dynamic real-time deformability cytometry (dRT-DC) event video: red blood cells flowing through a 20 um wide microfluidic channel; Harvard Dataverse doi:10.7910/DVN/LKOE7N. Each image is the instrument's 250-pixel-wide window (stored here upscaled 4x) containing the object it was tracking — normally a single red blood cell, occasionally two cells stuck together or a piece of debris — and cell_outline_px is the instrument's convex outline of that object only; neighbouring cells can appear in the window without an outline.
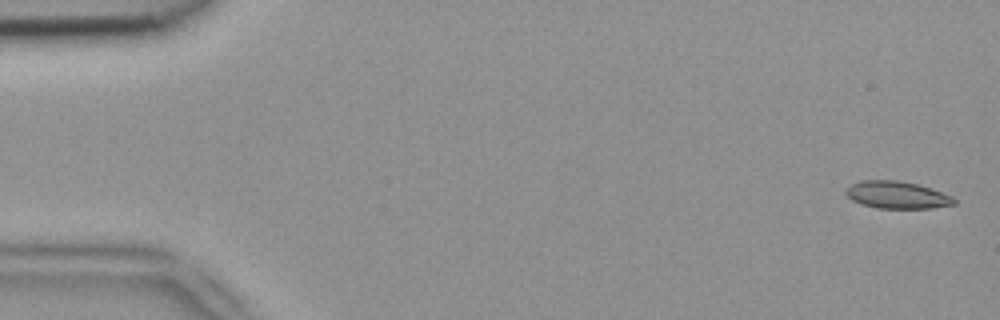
{"species": "common noctule bat (a hibernating species)", "species_latin": "Nyctalus noctula", "temperature_condition": "room temperature", "stored_images_in_passage": 5, "camera_frame_rate_fps": 3000, "um_per_image_px": 0.085, "animal": {"sex": "female", "body_mass_g": 18.4}, "frame": {"image": 1, "passage_image": 1, "time_ms": 0.0, "image_size_px": [1000, 320], "cell_outline_px": [[956, 204], [932, 208], [876, 208], [860, 204], [852, 200], [844, 192], [844, 188], [860, 180], [896, 180], [916, 184], [952, 196], [956, 200]], "centroid_in_image_um": [76.19, 16.57], "position_along_channel_um": 8.8, "area_um2": 17.17}}
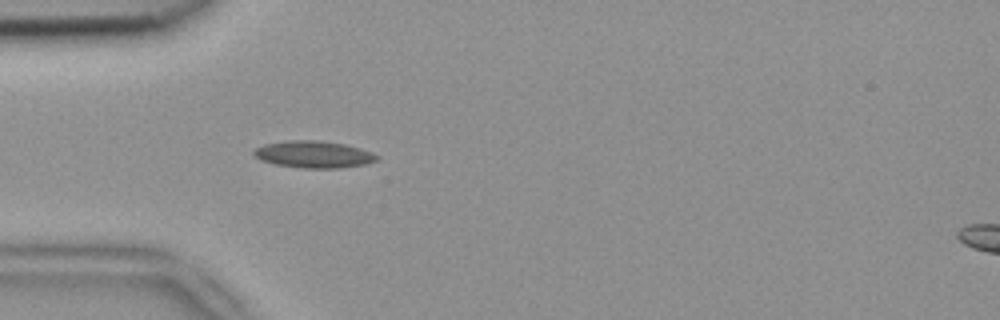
{"frame": {"image": 2, "passage_image": 5, "time_ms": 1.333, "image_size_px": [1000, 320], "cell_outline_px": [[380, 156], [376, 160], [364, 164], [340, 168], [304, 168], [276, 164], [260, 160], [252, 152], [256, 148], [264, 144], [288, 140], [320, 140], [344, 144], [360, 148], [372, 152]], "centroid_in_image_um": [26.66, 13.11], "position_along_channel_um": 58.3, "area_um2": 19.25}}